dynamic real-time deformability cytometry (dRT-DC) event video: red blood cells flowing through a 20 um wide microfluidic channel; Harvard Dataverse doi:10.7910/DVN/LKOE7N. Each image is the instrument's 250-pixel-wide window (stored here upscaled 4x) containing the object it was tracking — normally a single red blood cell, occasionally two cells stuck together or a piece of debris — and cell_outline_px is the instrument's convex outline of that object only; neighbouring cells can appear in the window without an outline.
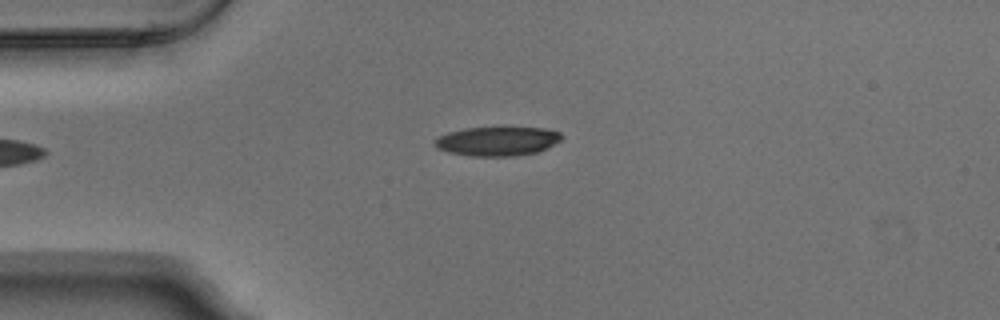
{"species": "Egyptian fruit bat (a non-hibernating species)", "species_latin": "Rousettus aegyptiacus", "temperature_condition": "warm", "stored_images_in_passage": 4, "camera_frame_rate_fps": 3000, "um_per_image_px": 0.085, "animal": {"sex": "male"}, "frame": {"image": 1, "passage_image": 4, "time_ms": 1.0, "image_size_px": [1000, 320], "cell_outline_px": [[564, 136], [560, 140], [536, 152], [516, 156], [472, 156], [452, 152], [436, 148], [432, 140], [448, 132], [464, 128], [544, 128], [560, 132]], "centroid_in_image_um": [42.25, 12.0], "position_along_channel_um": 42.8, "area_um2": 21.27}}